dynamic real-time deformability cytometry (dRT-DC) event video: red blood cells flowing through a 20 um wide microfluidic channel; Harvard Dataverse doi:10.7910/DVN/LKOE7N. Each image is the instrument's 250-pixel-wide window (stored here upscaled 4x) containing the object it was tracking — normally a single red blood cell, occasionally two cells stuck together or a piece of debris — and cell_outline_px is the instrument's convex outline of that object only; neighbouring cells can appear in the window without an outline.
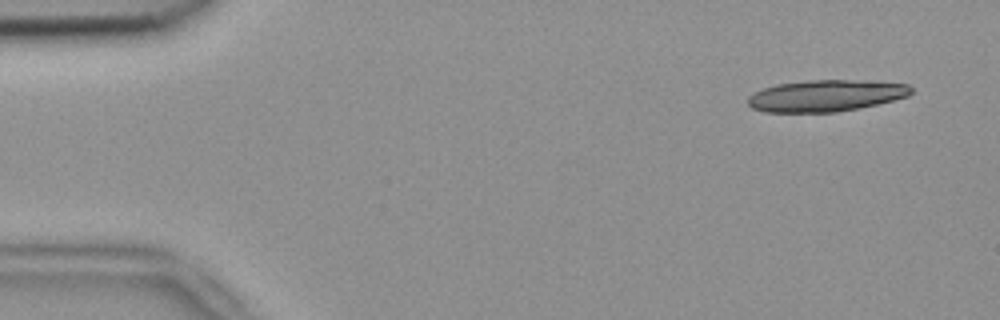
{"species": "common noctule bat (a hibernating species)", "species_latin": "Nyctalus noctula", "temperature_condition": "room temperature", "stored_images_in_passage": 5, "camera_frame_rate_fps": 3000, "um_per_image_px": 0.085, "animal": {"sex": "female", "body_mass_g": 18.4}, "frame": {"image": 1, "passage_image": 1, "time_ms": 0.0, "image_size_px": [1000, 320], "cell_outline_px": [[912, 92], [908, 96], [876, 104], [836, 112], [764, 112], [752, 108], [748, 104], [748, 96], [764, 88], [776, 84], [808, 80], [876, 80], [908, 84], [912, 88]], "centroid_in_image_um": [70.21, 8.12], "position_along_channel_um": 14.8, "area_um2": 30.11}}